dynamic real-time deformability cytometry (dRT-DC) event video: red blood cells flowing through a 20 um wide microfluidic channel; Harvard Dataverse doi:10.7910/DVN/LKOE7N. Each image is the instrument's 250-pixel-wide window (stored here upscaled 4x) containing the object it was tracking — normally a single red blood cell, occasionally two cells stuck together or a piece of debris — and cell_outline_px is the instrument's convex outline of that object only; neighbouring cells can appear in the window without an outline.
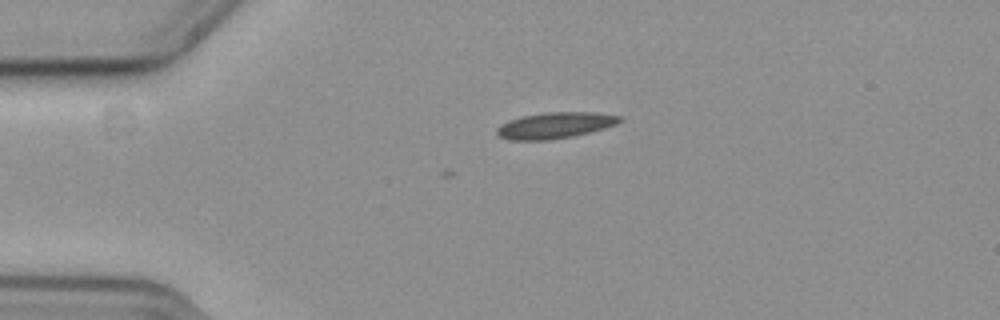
{"species": "common noctule bat (a hibernating species)", "species_latin": "Nyctalus noctula", "temperature_condition": "cold", "stored_images_in_passage": 3, "camera_frame_rate_fps": 3000, "um_per_image_px": 0.085, "animal": {"sex": "female", "body_mass_g": 19.3, "forearm_length_mm": 54.1}, "frame": {"image": 1, "passage_image": 3, "time_ms": 0.667, "image_size_px": [1000, 320], "cell_outline_px": [[624, 120], [616, 124], [604, 128], [572, 136], [548, 140], [508, 140], [500, 136], [496, 132], [496, 128], [500, 124], [508, 120], [524, 116], [544, 112], [596, 112], [624, 116]], "centroid_in_image_um": [47.2, 10.64], "position_along_channel_um": 37.8, "area_um2": 18.79}}